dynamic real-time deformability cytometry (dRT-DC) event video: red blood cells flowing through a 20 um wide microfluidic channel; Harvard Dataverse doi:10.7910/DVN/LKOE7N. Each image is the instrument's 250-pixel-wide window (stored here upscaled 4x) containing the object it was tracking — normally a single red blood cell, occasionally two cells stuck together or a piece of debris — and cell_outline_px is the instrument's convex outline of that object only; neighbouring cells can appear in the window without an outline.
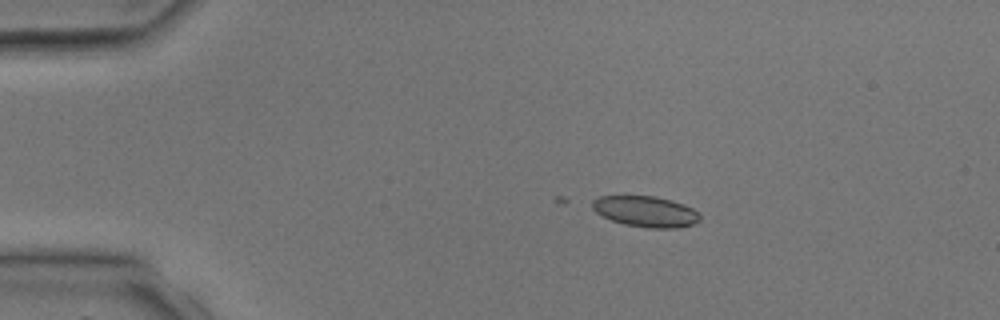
{"species": "common noctule bat (a hibernating species)", "species_latin": "Nyctalus noctula", "temperature_condition": "room temperature", "stored_images_in_passage": 2, "camera_frame_rate_fps": 3000, "um_per_image_px": 0.085, "animal": {"sex": "male", "body_mass_g": 17.9, "forearm_length_mm": 54.2}, "frame": {"image": 1, "passage_image": 1, "time_ms": 0.0, "image_size_px": [1000, 320], "cell_outline_px": [[700, 220], [692, 224], [676, 228], [648, 228], [624, 224], [612, 220], [596, 212], [592, 208], [592, 200], [600, 196], [656, 196], [672, 200], [684, 204], [692, 208], [700, 216]], "centroid_in_image_um": [54.88, 17.97], "position_along_channel_um": 30.1, "area_um2": 19.25}}